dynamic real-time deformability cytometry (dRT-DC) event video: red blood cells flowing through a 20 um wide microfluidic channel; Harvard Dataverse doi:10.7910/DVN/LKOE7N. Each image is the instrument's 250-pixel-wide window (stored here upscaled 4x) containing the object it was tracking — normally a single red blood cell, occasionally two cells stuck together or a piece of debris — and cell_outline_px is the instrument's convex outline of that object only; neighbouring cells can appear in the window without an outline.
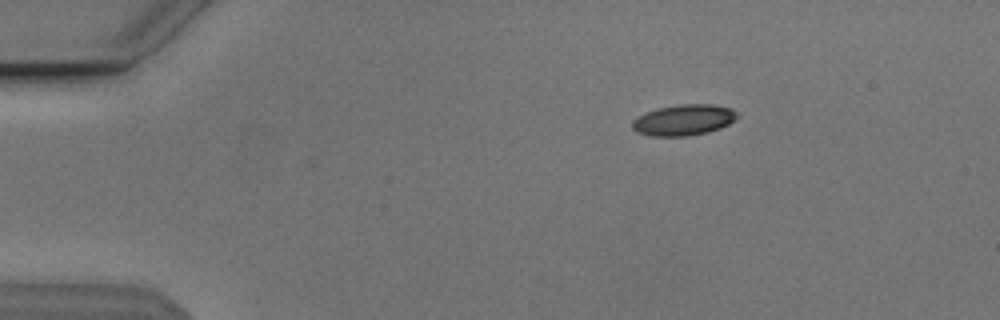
{"species": "Egyptian fruit bat (a non-hibernating species)", "species_latin": "Rousettus aegyptiacus", "temperature_condition": "cold", "stored_images_in_passage": 36, "camera_frame_rate_fps": 3000, "um_per_image_px": 0.085, "animal": {"sex": "male"}, "frame": {"image": 1, "passage_image": 1, "time_ms": 0.0, "image_size_px": [1000, 320], "cell_outline_px": [[740, 116], [736, 120], [720, 128], [708, 132], [688, 136], [652, 136], [636, 132], [632, 128], [632, 120], [636, 116], [656, 108], [680, 104], [712, 104], [732, 108]], "centroid_in_image_um": [58.11, 10.19], "position_along_channel_um": 26.9, "area_um2": 19.19}}
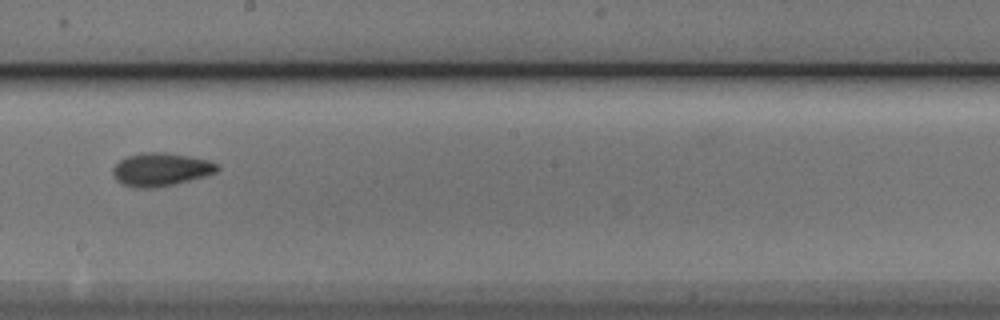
{"frame": {"image": 2, "passage_image": 23, "time_ms": 7.333, "image_size_px": [1000, 320], "cell_outline_px": [[220, 168], [216, 172], [208, 176], [176, 184], [152, 188], [136, 188], [124, 184], [116, 180], [112, 172], [112, 168], [120, 160], [128, 156], [140, 152], [164, 152], [188, 156], [208, 160], [220, 164]], "centroid_in_image_um": [13.7, 14.41], "position_along_channel_um": 234.5, "area_um2": 20.4}}
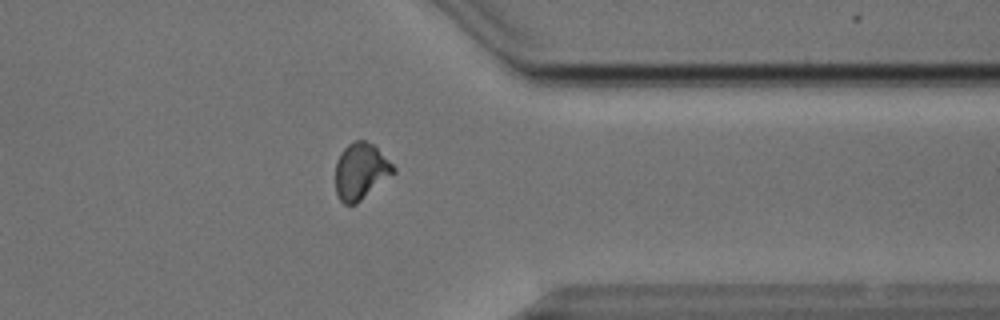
{"frame": {"image": 3, "passage_image": 35, "time_ms": 11.333, "image_size_px": [1000, 320], "cell_outline_px": [[396, 172], [356, 204], [344, 204], [340, 200], [336, 192], [336, 160], [340, 152], [348, 144], [356, 140], [364, 140], [372, 144], [396, 168]], "centroid_in_image_um": [30.65, 14.56], "position_along_channel_um": 380.8, "area_um2": 18.9}}